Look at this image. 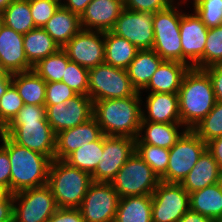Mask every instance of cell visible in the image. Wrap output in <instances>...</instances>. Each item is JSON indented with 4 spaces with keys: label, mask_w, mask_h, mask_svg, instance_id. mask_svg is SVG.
I'll list each match as a JSON object with an SVG mask.
<instances>
[{
    "label": "cell",
    "mask_w": 222,
    "mask_h": 222,
    "mask_svg": "<svg viewBox=\"0 0 222 222\" xmlns=\"http://www.w3.org/2000/svg\"><path fill=\"white\" fill-rule=\"evenodd\" d=\"M24 35L3 25L0 29V62L1 71L9 74L33 70L28 62L24 46Z\"/></svg>",
    "instance_id": "18"
},
{
    "label": "cell",
    "mask_w": 222,
    "mask_h": 222,
    "mask_svg": "<svg viewBox=\"0 0 222 222\" xmlns=\"http://www.w3.org/2000/svg\"><path fill=\"white\" fill-rule=\"evenodd\" d=\"M4 25L25 35L36 28L31 15L29 0H13L2 12Z\"/></svg>",
    "instance_id": "32"
},
{
    "label": "cell",
    "mask_w": 222,
    "mask_h": 222,
    "mask_svg": "<svg viewBox=\"0 0 222 222\" xmlns=\"http://www.w3.org/2000/svg\"><path fill=\"white\" fill-rule=\"evenodd\" d=\"M78 93L71 89L66 83L46 82L45 105H55L57 103H66L70 98Z\"/></svg>",
    "instance_id": "42"
},
{
    "label": "cell",
    "mask_w": 222,
    "mask_h": 222,
    "mask_svg": "<svg viewBox=\"0 0 222 222\" xmlns=\"http://www.w3.org/2000/svg\"><path fill=\"white\" fill-rule=\"evenodd\" d=\"M138 49H152L154 44L153 13L123 9L111 30Z\"/></svg>",
    "instance_id": "17"
},
{
    "label": "cell",
    "mask_w": 222,
    "mask_h": 222,
    "mask_svg": "<svg viewBox=\"0 0 222 222\" xmlns=\"http://www.w3.org/2000/svg\"><path fill=\"white\" fill-rule=\"evenodd\" d=\"M13 0H0V11L3 12Z\"/></svg>",
    "instance_id": "53"
},
{
    "label": "cell",
    "mask_w": 222,
    "mask_h": 222,
    "mask_svg": "<svg viewBox=\"0 0 222 222\" xmlns=\"http://www.w3.org/2000/svg\"><path fill=\"white\" fill-rule=\"evenodd\" d=\"M178 222H216V221L189 209Z\"/></svg>",
    "instance_id": "49"
},
{
    "label": "cell",
    "mask_w": 222,
    "mask_h": 222,
    "mask_svg": "<svg viewBox=\"0 0 222 222\" xmlns=\"http://www.w3.org/2000/svg\"><path fill=\"white\" fill-rule=\"evenodd\" d=\"M92 182L90 173L64 160H52L47 185L58 208H79Z\"/></svg>",
    "instance_id": "5"
},
{
    "label": "cell",
    "mask_w": 222,
    "mask_h": 222,
    "mask_svg": "<svg viewBox=\"0 0 222 222\" xmlns=\"http://www.w3.org/2000/svg\"><path fill=\"white\" fill-rule=\"evenodd\" d=\"M42 28L60 48L82 29L80 16L62 5L59 6L54 15Z\"/></svg>",
    "instance_id": "25"
},
{
    "label": "cell",
    "mask_w": 222,
    "mask_h": 222,
    "mask_svg": "<svg viewBox=\"0 0 222 222\" xmlns=\"http://www.w3.org/2000/svg\"><path fill=\"white\" fill-rule=\"evenodd\" d=\"M103 135L94 117L76 127L60 131L56 134V160H64L77 148L97 141Z\"/></svg>",
    "instance_id": "19"
},
{
    "label": "cell",
    "mask_w": 222,
    "mask_h": 222,
    "mask_svg": "<svg viewBox=\"0 0 222 222\" xmlns=\"http://www.w3.org/2000/svg\"><path fill=\"white\" fill-rule=\"evenodd\" d=\"M57 208L47 184L13 193V222H47Z\"/></svg>",
    "instance_id": "10"
},
{
    "label": "cell",
    "mask_w": 222,
    "mask_h": 222,
    "mask_svg": "<svg viewBox=\"0 0 222 222\" xmlns=\"http://www.w3.org/2000/svg\"><path fill=\"white\" fill-rule=\"evenodd\" d=\"M203 70L211 79L216 100L222 102V64H215Z\"/></svg>",
    "instance_id": "46"
},
{
    "label": "cell",
    "mask_w": 222,
    "mask_h": 222,
    "mask_svg": "<svg viewBox=\"0 0 222 222\" xmlns=\"http://www.w3.org/2000/svg\"><path fill=\"white\" fill-rule=\"evenodd\" d=\"M13 202V193L10 189L0 186V203Z\"/></svg>",
    "instance_id": "52"
},
{
    "label": "cell",
    "mask_w": 222,
    "mask_h": 222,
    "mask_svg": "<svg viewBox=\"0 0 222 222\" xmlns=\"http://www.w3.org/2000/svg\"><path fill=\"white\" fill-rule=\"evenodd\" d=\"M186 130L182 123L142 121L135 143L170 149Z\"/></svg>",
    "instance_id": "23"
},
{
    "label": "cell",
    "mask_w": 222,
    "mask_h": 222,
    "mask_svg": "<svg viewBox=\"0 0 222 222\" xmlns=\"http://www.w3.org/2000/svg\"><path fill=\"white\" fill-rule=\"evenodd\" d=\"M114 222H152V196L120 198Z\"/></svg>",
    "instance_id": "30"
},
{
    "label": "cell",
    "mask_w": 222,
    "mask_h": 222,
    "mask_svg": "<svg viewBox=\"0 0 222 222\" xmlns=\"http://www.w3.org/2000/svg\"><path fill=\"white\" fill-rule=\"evenodd\" d=\"M4 25V22H3V13L0 11V29L1 27Z\"/></svg>",
    "instance_id": "55"
},
{
    "label": "cell",
    "mask_w": 222,
    "mask_h": 222,
    "mask_svg": "<svg viewBox=\"0 0 222 222\" xmlns=\"http://www.w3.org/2000/svg\"><path fill=\"white\" fill-rule=\"evenodd\" d=\"M90 1L92 0H63L61 5L81 16Z\"/></svg>",
    "instance_id": "48"
},
{
    "label": "cell",
    "mask_w": 222,
    "mask_h": 222,
    "mask_svg": "<svg viewBox=\"0 0 222 222\" xmlns=\"http://www.w3.org/2000/svg\"><path fill=\"white\" fill-rule=\"evenodd\" d=\"M142 107V121L181 123L178 93H148Z\"/></svg>",
    "instance_id": "21"
},
{
    "label": "cell",
    "mask_w": 222,
    "mask_h": 222,
    "mask_svg": "<svg viewBox=\"0 0 222 222\" xmlns=\"http://www.w3.org/2000/svg\"><path fill=\"white\" fill-rule=\"evenodd\" d=\"M222 64V25L209 28L204 48V68Z\"/></svg>",
    "instance_id": "40"
},
{
    "label": "cell",
    "mask_w": 222,
    "mask_h": 222,
    "mask_svg": "<svg viewBox=\"0 0 222 222\" xmlns=\"http://www.w3.org/2000/svg\"><path fill=\"white\" fill-rule=\"evenodd\" d=\"M35 27H43L61 5L59 0H29Z\"/></svg>",
    "instance_id": "41"
},
{
    "label": "cell",
    "mask_w": 222,
    "mask_h": 222,
    "mask_svg": "<svg viewBox=\"0 0 222 222\" xmlns=\"http://www.w3.org/2000/svg\"><path fill=\"white\" fill-rule=\"evenodd\" d=\"M23 105L16 87L11 84L0 98V131L14 119Z\"/></svg>",
    "instance_id": "37"
},
{
    "label": "cell",
    "mask_w": 222,
    "mask_h": 222,
    "mask_svg": "<svg viewBox=\"0 0 222 222\" xmlns=\"http://www.w3.org/2000/svg\"><path fill=\"white\" fill-rule=\"evenodd\" d=\"M23 46L26 58L32 66L60 49V46L42 27H36L26 33Z\"/></svg>",
    "instance_id": "29"
},
{
    "label": "cell",
    "mask_w": 222,
    "mask_h": 222,
    "mask_svg": "<svg viewBox=\"0 0 222 222\" xmlns=\"http://www.w3.org/2000/svg\"><path fill=\"white\" fill-rule=\"evenodd\" d=\"M206 149L207 143L193 130L187 129L169 149L168 167L160 181L181 183Z\"/></svg>",
    "instance_id": "9"
},
{
    "label": "cell",
    "mask_w": 222,
    "mask_h": 222,
    "mask_svg": "<svg viewBox=\"0 0 222 222\" xmlns=\"http://www.w3.org/2000/svg\"><path fill=\"white\" fill-rule=\"evenodd\" d=\"M12 84V74L0 70V98Z\"/></svg>",
    "instance_id": "51"
},
{
    "label": "cell",
    "mask_w": 222,
    "mask_h": 222,
    "mask_svg": "<svg viewBox=\"0 0 222 222\" xmlns=\"http://www.w3.org/2000/svg\"><path fill=\"white\" fill-rule=\"evenodd\" d=\"M135 152V139L103 134L101 161L91 174L94 182L111 183L117 172Z\"/></svg>",
    "instance_id": "13"
},
{
    "label": "cell",
    "mask_w": 222,
    "mask_h": 222,
    "mask_svg": "<svg viewBox=\"0 0 222 222\" xmlns=\"http://www.w3.org/2000/svg\"><path fill=\"white\" fill-rule=\"evenodd\" d=\"M160 178L136 153L126 161L111 181L120 198L127 196L152 195Z\"/></svg>",
    "instance_id": "8"
},
{
    "label": "cell",
    "mask_w": 222,
    "mask_h": 222,
    "mask_svg": "<svg viewBox=\"0 0 222 222\" xmlns=\"http://www.w3.org/2000/svg\"><path fill=\"white\" fill-rule=\"evenodd\" d=\"M190 210L218 222L222 217V191L218 184L189 193Z\"/></svg>",
    "instance_id": "28"
},
{
    "label": "cell",
    "mask_w": 222,
    "mask_h": 222,
    "mask_svg": "<svg viewBox=\"0 0 222 222\" xmlns=\"http://www.w3.org/2000/svg\"><path fill=\"white\" fill-rule=\"evenodd\" d=\"M1 132L15 143L54 160L56 133L47 121L45 106L24 104Z\"/></svg>",
    "instance_id": "1"
},
{
    "label": "cell",
    "mask_w": 222,
    "mask_h": 222,
    "mask_svg": "<svg viewBox=\"0 0 222 222\" xmlns=\"http://www.w3.org/2000/svg\"><path fill=\"white\" fill-rule=\"evenodd\" d=\"M142 95L94 101L93 117L106 136L136 139L142 122Z\"/></svg>",
    "instance_id": "2"
},
{
    "label": "cell",
    "mask_w": 222,
    "mask_h": 222,
    "mask_svg": "<svg viewBox=\"0 0 222 222\" xmlns=\"http://www.w3.org/2000/svg\"><path fill=\"white\" fill-rule=\"evenodd\" d=\"M181 4H171L153 14L154 44L152 49L167 61L182 63L180 20L183 14Z\"/></svg>",
    "instance_id": "6"
},
{
    "label": "cell",
    "mask_w": 222,
    "mask_h": 222,
    "mask_svg": "<svg viewBox=\"0 0 222 222\" xmlns=\"http://www.w3.org/2000/svg\"><path fill=\"white\" fill-rule=\"evenodd\" d=\"M0 186L11 191V162L8 151L0 145Z\"/></svg>",
    "instance_id": "45"
},
{
    "label": "cell",
    "mask_w": 222,
    "mask_h": 222,
    "mask_svg": "<svg viewBox=\"0 0 222 222\" xmlns=\"http://www.w3.org/2000/svg\"><path fill=\"white\" fill-rule=\"evenodd\" d=\"M187 1L189 2L190 0H183V3L186 4ZM198 1H199V0H193V4H192V5H194V4L197 3Z\"/></svg>",
    "instance_id": "57"
},
{
    "label": "cell",
    "mask_w": 222,
    "mask_h": 222,
    "mask_svg": "<svg viewBox=\"0 0 222 222\" xmlns=\"http://www.w3.org/2000/svg\"><path fill=\"white\" fill-rule=\"evenodd\" d=\"M207 150L212 154L217 161L220 170H222V136L207 142Z\"/></svg>",
    "instance_id": "47"
},
{
    "label": "cell",
    "mask_w": 222,
    "mask_h": 222,
    "mask_svg": "<svg viewBox=\"0 0 222 222\" xmlns=\"http://www.w3.org/2000/svg\"><path fill=\"white\" fill-rule=\"evenodd\" d=\"M69 61L67 53L60 48L56 53L40 60L33 66V70L46 82H59Z\"/></svg>",
    "instance_id": "34"
},
{
    "label": "cell",
    "mask_w": 222,
    "mask_h": 222,
    "mask_svg": "<svg viewBox=\"0 0 222 222\" xmlns=\"http://www.w3.org/2000/svg\"><path fill=\"white\" fill-rule=\"evenodd\" d=\"M105 60L104 63L114 67L127 69L140 50L127 39L119 37L111 31L104 32Z\"/></svg>",
    "instance_id": "31"
},
{
    "label": "cell",
    "mask_w": 222,
    "mask_h": 222,
    "mask_svg": "<svg viewBox=\"0 0 222 222\" xmlns=\"http://www.w3.org/2000/svg\"><path fill=\"white\" fill-rule=\"evenodd\" d=\"M103 153V135L94 142L77 148L64 161L79 170L92 174L101 161Z\"/></svg>",
    "instance_id": "33"
},
{
    "label": "cell",
    "mask_w": 222,
    "mask_h": 222,
    "mask_svg": "<svg viewBox=\"0 0 222 222\" xmlns=\"http://www.w3.org/2000/svg\"><path fill=\"white\" fill-rule=\"evenodd\" d=\"M208 30L195 11L190 14L183 12L180 20L182 63L191 68L204 69V48Z\"/></svg>",
    "instance_id": "15"
},
{
    "label": "cell",
    "mask_w": 222,
    "mask_h": 222,
    "mask_svg": "<svg viewBox=\"0 0 222 222\" xmlns=\"http://www.w3.org/2000/svg\"><path fill=\"white\" fill-rule=\"evenodd\" d=\"M12 84L24 104L45 106L46 81L34 70L12 74Z\"/></svg>",
    "instance_id": "27"
},
{
    "label": "cell",
    "mask_w": 222,
    "mask_h": 222,
    "mask_svg": "<svg viewBox=\"0 0 222 222\" xmlns=\"http://www.w3.org/2000/svg\"><path fill=\"white\" fill-rule=\"evenodd\" d=\"M217 184H218L219 188L222 191V170H220V172H219V177L217 179Z\"/></svg>",
    "instance_id": "54"
},
{
    "label": "cell",
    "mask_w": 222,
    "mask_h": 222,
    "mask_svg": "<svg viewBox=\"0 0 222 222\" xmlns=\"http://www.w3.org/2000/svg\"><path fill=\"white\" fill-rule=\"evenodd\" d=\"M124 8L138 12L155 13L169 7V0H123Z\"/></svg>",
    "instance_id": "43"
},
{
    "label": "cell",
    "mask_w": 222,
    "mask_h": 222,
    "mask_svg": "<svg viewBox=\"0 0 222 222\" xmlns=\"http://www.w3.org/2000/svg\"><path fill=\"white\" fill-rule=\"evenodd\" d=\"M45 108L47 121L57 134L90 120L93 117L94 101L88 95L77 94L66 103L45 105Z\"/></svg>",
    "instance_id": "14"
},
{
    "label": "cell",
    "mask_w": 222,
    "mask_h": 222,
    "mask_svg": "<svg viewBox=\"0 0 222 222\" xmlns=\"http://www.w3.org/2000/svg\"><path fill=\"white\" fill-rule=\"evenodd\" d=\"M88 76L89 69L78 65L76 62L69 61L61 81L78 94L88 95Z\"/></svg>",
    "instance_id": "38"
},
{
    "label": "cell",
    "mask_w": 222,
    "mask_h": 222,
    "mask_svg": "<svg viewBox=\"0 0 222 222\" xmlns=\"http://www.w3.org/2000/svg\"><path fill=\"white\" fill-rule=\"evenodd\" d=\"M47 222H85L79 208H57Z\"/></svg>",
    "instance_id": "44"
},
{
    "label": "cell",
    "mask_w": 222,
    "mask_h": 222,
    "mask_svg": "<svg viewBox=\"0 0 222 222\" xmlns=\"http://www.w3.org/2000/svg\"><path fill=\"white\" fill-rule=\"evenodd\" d=\"M0 138V144L8 151L11 162V192L46 185L52 160L15 143L3 132H0Z\"/></svg>",
    "instance_id": "3"
},
{
    "label": "cell",
    "mask_w": 222,
    "mask_h": 222,
    "mask_svg": "<svg viewBox=\"0 0 222 222\" xmlns=\"http://www.w3.org/2000/svg\"><path fill=\"white\" fill-rule=\"evenodd\" d=\"M192 7L208 29L222 25V0H199Z\"/></svg>",
    "instance_id": "39"
},
{
    "label": "cell",
    "mask_w": 222,
    "mask_h": 222,
    "mask_svg": "<svg viewBox=\"0 0 222 222\" xmlns=\"http://www.w3.org/2000/svg\"><path fill=\"white\" fill-rule=\"evenodd\" d=\"M135 152L151 167L160 178L168 167L169 149L146 143H135Z\"/></svg>",
    "instance_id": "35"
},
{
    "label": "cell",
    "mask_w": 222,
    "mask_h": 222,
    "mask_svg": "<svg viewBox=\"0 0 222 222\" xmlns=\"http://www.w3.org/2000/svg\"><path fill=\"white\" fill-rule=\"evenodd\" d=\"M219 172L220 168L217 161L206 149L180 184L188 193H192L196 190L216 184Z\"/></svg>",
    "instance_id": "24"
},
{
    "label": "cell",
    "mask_w": 222,
    "mask_h": 222,
    "mask_svg": "<svg viewBox=\"0 0 222 222\" xmlns=\"http://www.w3.org/2000/svg\"><path fill=\"white\" fill-rule=\"evenodd\" d=\"M151 196L152 222H178L190 209L189 193L180 183L160 181Z\"/></svg>",
    "instance_id": "11"
},
{
    "label": "cell",
    "mask_w": 222,
    "mask_h": 222,
    "mask_svg": "<svg viewBox=\"0 0 222 222\" xmlns=\"http://www.w3.org/2000/svg\"><path fill=\"white\" fill-rule=\"evenodd\" d=\"M172 4H176L177 0H169ZM180 1V2H179ZM178 4H183V0H178L177 1Z\"/></svg>",
    "instance_id": "56"
},
{
    "label": "cell",
    "mask_w": 222,
    "mask_h": 222,
    "mask_svg": "<svg viewBox=\"0 0 222 222\" xmlns=\"http://www.w3.org/2000/svg\"><path fill=\"white\" fill-rule=\"evenodd\" d=\"M88 81V96L93 101L126 98L138 93L126 69L106 63L90 68Z\"/></svg>",
    "instance_id": "7"
},
{
    "label": "cell",
    "mask_w": 222,
    "mask_h": 222,
    "mask_svg": "<svg viewBox=\"0 0 222 222\" xmlns=\"http://www.w3.org/2000/svg\"><path fill=\"white\" fill-rule=\"evenodd\" d=\"M120 196L111 183L92 182L79 210L85 222H114Z\"/></svg>",
    "instance_id": "12"
},
{
    "label": "cell",
    "mask_w": 222,
    "mask_h": 222,
    "mask_svg": "<svg viewBox=\"0 0 222 222\" xmlns=\"http://www.w3.org/2000/svg\"><path fill=\"white\" fill-rule=\"evenodd\" d=\"M124 9L123 0H92L80 16L84 30L111 31Z\"/></svg>",
    "instance_id": "20"
},
{
    "label": "cell",
    "mask_w": 222,
    "mask_h": 222,
    "mask_svg": "<svg viewBox=\"0 0 222 222\" xmlns=\"http://www.w3.org/2000/svg\"><path fill=\"white\" fill-rule=\"evenodd\" d=\"M191 67L177 61L163 60L142 90L148 93H178L185 74Z\"/></svg>",
    "instance_id": "22"
},
{
    "label": "cell",
    "mask_w": 222,
    "mask_h": 222,
    "mask_svg": "<svg viewBox=\"0 0 222 222\" xmlns=\"http://www.w3.org/2000/svg\"><path fill=\"white\" fill-rule=\"evenodd\" d=\"M178 97L181 123L191 130L217 102L209 75L196 68H190L185 74Z\"/></svg>",
    "instance_id": "4"
},
{
    "label": "cell",
    "mask_w": 222,
    "mask_h": 222,
    "mask_svg": "<svg viewBox=\"0 0 222 222\" xmlns=\"http://www.w3.org/2000/svg\"><path fill=\"white\" fill-rule=\"evenodd\" d=\"M62 49L70 61L87 69L96 67L105 60L104 32L81 29Z\"/></svg>",
    "instance_id": "16"
},
{
    "label": "cell",
    "mask_w": 222,
    "mask_h": 222,
    "mask_svg": "<svg viewBox=\"0 0 222 222\" xmlns=\"http://www.w3.org/2000/svg\"><path fill=\"white\" fill-rule=\"evenodd\" d=\"M0 222H13V202L0 203Z\"/></svg>",
    "instance_id": "50"
},
{
    "label": "cell",
    "mask_w": 222,
    "mask_h": 222,
    "mask_svg": "<svg viewBox=\"0 0 222 222\" xmlns=\"http://www.w3.org/2000/svg\"><path fill=\"white\" fill-rule=\"evenodd\" d=\"M205 142L222 136V102L217 101L212 110L193 128Z\"/></svg>",
    "instance_id": "36"
},
{
    "label": "cell",
    "mask_w": 222,
    "mask_h": 222,
    "mask_svg": "<svg viewBox=\"0 0 222 222\" xmlns=\"http://www.w3.org/2000/svg\"><path fill=\"white\" fill-rule=\"evenodd\" d=\"M163 59L153 49L139 50L128 68V76L133 87L140 92L148 85Z\"/></svg>",
    "instance_id": "26"
}]
</instances>
